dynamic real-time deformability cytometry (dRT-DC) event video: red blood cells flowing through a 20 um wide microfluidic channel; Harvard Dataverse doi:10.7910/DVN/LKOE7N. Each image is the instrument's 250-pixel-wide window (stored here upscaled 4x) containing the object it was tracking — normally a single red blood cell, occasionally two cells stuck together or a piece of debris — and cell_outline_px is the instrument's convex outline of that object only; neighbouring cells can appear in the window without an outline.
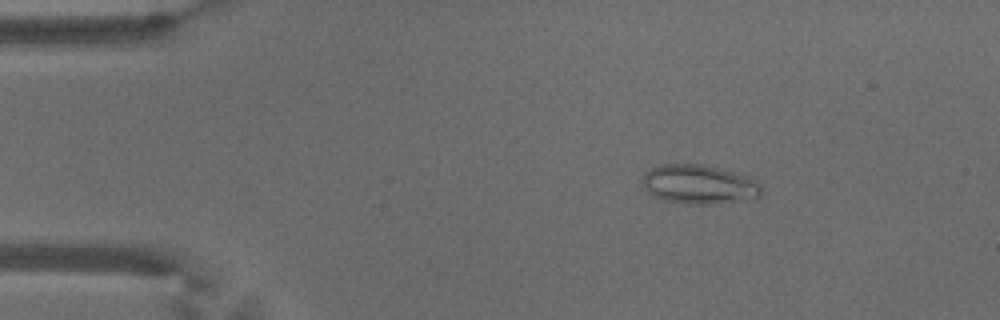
{"species": "common noctule bat (a hibernating species)", "species_latin": "Nyctalus noctula", "temperature_condition": "warm", "stored_images_in_passage": 55, "camera_frame_rate_fps": 3000, "um_per_image_px": 0.085, "animal": {"sex": "male", "body_mass_g": 18.8}, "frame": {"image": 1, "passage_image": 9, "time_ms": 2.667, "image_size_px": [1000, 320], "cell_outline_px": [[764, 192], [760, 196], [712, 204], [684, 204], [664, 200], [648, 192], [644, 188], [640, 180], [644, 172], [652, 168], [664, 164], [700, 164], [720, 168], [752, 176], [760, 184]], "centroid_in_image_um": [59.42, 15.66], "position_along_channel_um": 25.6, "area_um2": 27.34}}
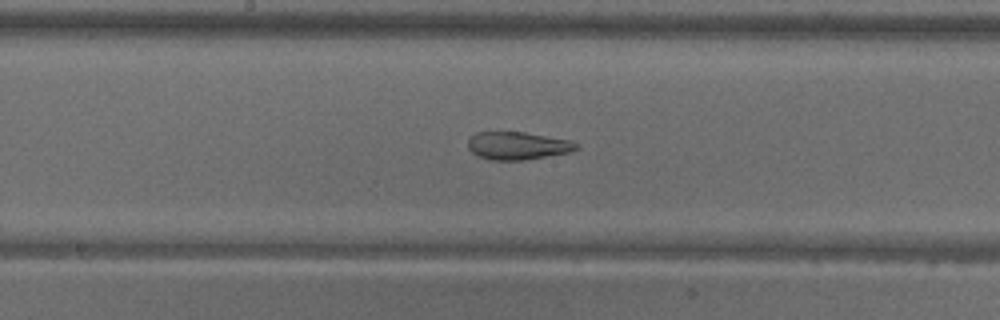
{"frame": {"image": 2, "passage_image": 29, "time_ms": 9.333, "image_size_px": [1000, 320], "cell_outline_px": [[580, 148], [572, 152], [524, 160], [488, 160], [476, 156], [468, 148], [468, 136], [476, 132], [524, 132], [568, 140], [576, 144]], "centroid_in_image_um": [43.95, 12.39], "position_along_channel_um": 204.3, "area_um2": 17.69}}
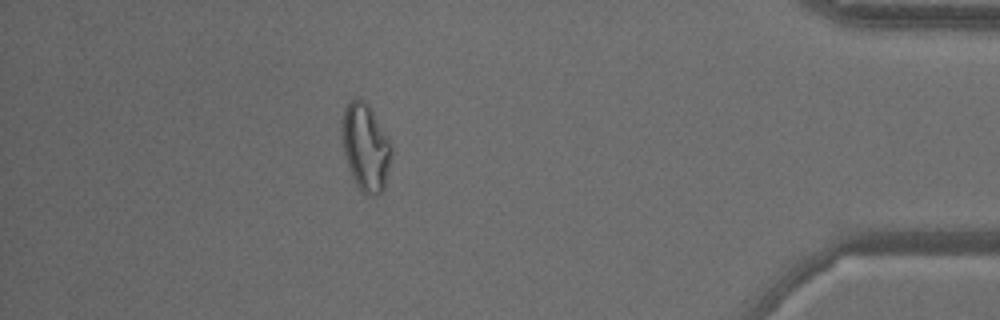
{"frame": {"image": 3, "passage_image": 49, "time_ms": 16.0, "image_size_px": [1000, 320], "cell_outline_px": [[392, 148], [384, 188], [376, 196], [368, 196], [356, 184], [352, 176], [344, 152], [340, 128], [344, 108], [356, 96], [360, 96], [368, 104], [388, 136]], "centroid_in_image_um": [31.06, 12.46], "position_along_channel_um": 404.1, "area_um2": 25.09}, "authors_computed_cell_mechanics": {"area_um2": 23.409, "velocity_mm_per_s": 3.6753, "shape_relaxation_time_tau1_ms": null, "shape_relaxation_time_tau2_ms": 1.948, "deformation_change_tau1": null, "deformation_change_tau2": 0.1011}}